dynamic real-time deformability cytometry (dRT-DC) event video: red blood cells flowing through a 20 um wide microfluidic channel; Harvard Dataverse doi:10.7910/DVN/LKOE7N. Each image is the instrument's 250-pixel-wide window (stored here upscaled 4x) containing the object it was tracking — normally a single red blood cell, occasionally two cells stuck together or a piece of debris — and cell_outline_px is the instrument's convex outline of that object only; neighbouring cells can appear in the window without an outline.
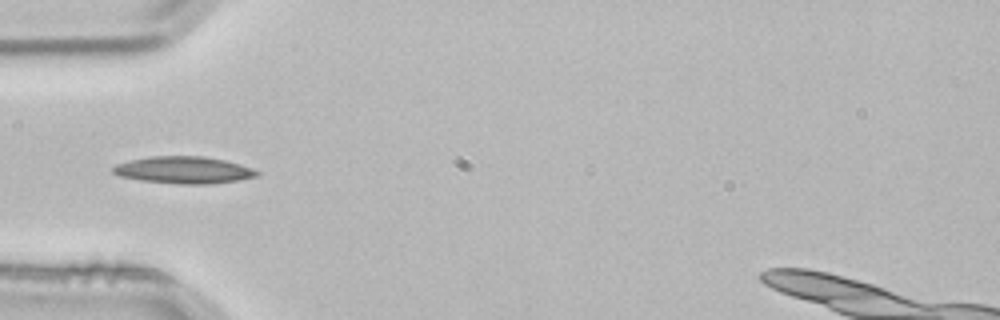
{"species": "common noctule bat (a hibernating species)", "species_latin": "Nyctalus noctula", "temperature_condition": "room temperature", "stored_images_in_passage": 2, "camera_frame_rate_fps": 3000, "um_per_image_px": 0.085, "animal": {"sex": "male", "body_mass_g": 21.5, "forearm_length_mm": 52.0}, "frame": {"image": 1, "passage_image": 2, "time_ms": 0.333, "image_size_px": [1000, 320], "cell_outline_px": [[260, 176], [212, 184], [180, 184], [140, 180], [120, 176], [112, 172], [112, 168], [116, 164], [128, 160], [152, 156], [204, 156], [224, 160], [240, 164], [252, 168], [260, 172]], "centroid_in_image_um": [15.62, 14.45], "position_along_channel_um": 69.4, "area_um2": 22.72}}